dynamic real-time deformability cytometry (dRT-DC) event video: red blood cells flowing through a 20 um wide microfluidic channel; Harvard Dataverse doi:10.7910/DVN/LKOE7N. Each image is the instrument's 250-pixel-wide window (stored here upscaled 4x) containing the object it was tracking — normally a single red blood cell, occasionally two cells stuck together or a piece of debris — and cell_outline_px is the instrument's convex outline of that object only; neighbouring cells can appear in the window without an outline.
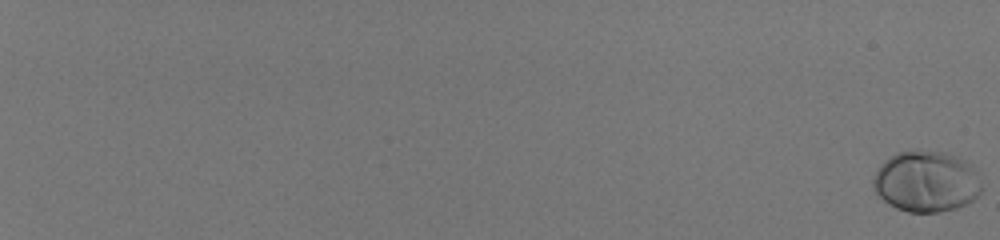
{"species": "human", "species_latin": "Homo sapiens", "temperature_condition": "room temperature", "stored_images_in_passage": 58, "camera_frame_rate_fps": 3000, "um_per_image_px": 0.085, "donor": {"sex": "male"}, "frame": {"image": 1, "passage_image": 1, "time_ms": 0.0, "image_size_px": [1000, 240], "cell_outline_px": [[980, 192], [972, 200], [956, 208], [940, 212], [908, 212], [896, 208], [888, 204], [876, 192], [872, 184], [872, 180], [880, 164], [884, 160], [900, 152], [944, 152], [956, 156], [972, 164], [980, 184]], "centroid_in_image_um": [78.71, 15.45], "position_along_channel_um": 6.3, "area_um2": 38.03}}
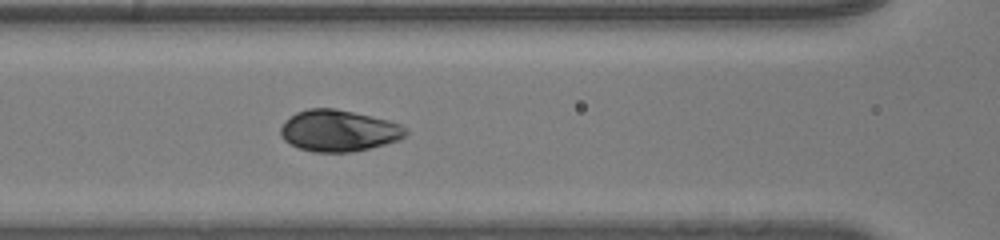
{"frame": {"image": 2, "passage_image": 34, "time_ms": 11.0, "image_size_px": [1000, 240], "cell_outline_px": [[408, 132], [400, 140], [352, 152], [312, 152], [300, 148], [284, 140], [280, 136], [280, 128], [296, 112], [308, 108], [336, 108], [388, 120], [400, 124], [408, 128]], "centroid_in_image_um": [28.81, 11.11], "position_along_channel_um": 137.8, "area_um2": 30.11}}
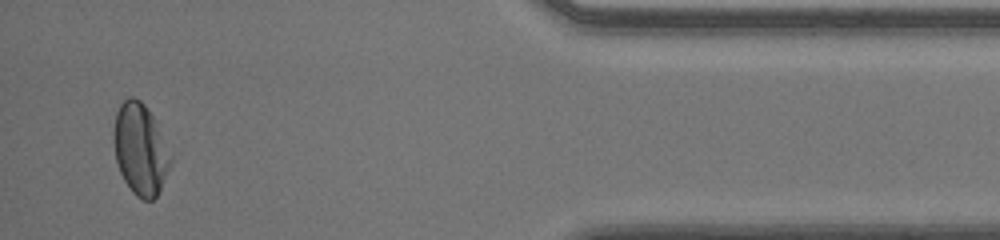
{"frame": {"image": 3, "passage_image": 58, "time_ms": 19.0, "image_size_px": [1000, 240], "cell_outline_px": [[172, 164], [156, 196], [152, 200], [144, 200], [136, 196], [132, 192], [124, 180], [120, 172], [116, 160], [112, 140], [112, 132], [116, 112], [120, 104], [128, 96], [132, 96], [140, 100], [144, 104], [152, 116], [172, 156]], "centroid_in_image_um": [11.9, 12.68], "position_along_channel_um": 423.3, "area_um2": 30.29}, "authors_computed_cell_mechanics": {"area_um2": 31.8478, "velocity_mm_per_s": 4.055, "shape_relaxation_time_tau1_ms": 2.4323, "shape_relaxation_time_tau2_ms": null, "deformation_change_tau1": 0.1351, "deformation_change_tau2": null}}